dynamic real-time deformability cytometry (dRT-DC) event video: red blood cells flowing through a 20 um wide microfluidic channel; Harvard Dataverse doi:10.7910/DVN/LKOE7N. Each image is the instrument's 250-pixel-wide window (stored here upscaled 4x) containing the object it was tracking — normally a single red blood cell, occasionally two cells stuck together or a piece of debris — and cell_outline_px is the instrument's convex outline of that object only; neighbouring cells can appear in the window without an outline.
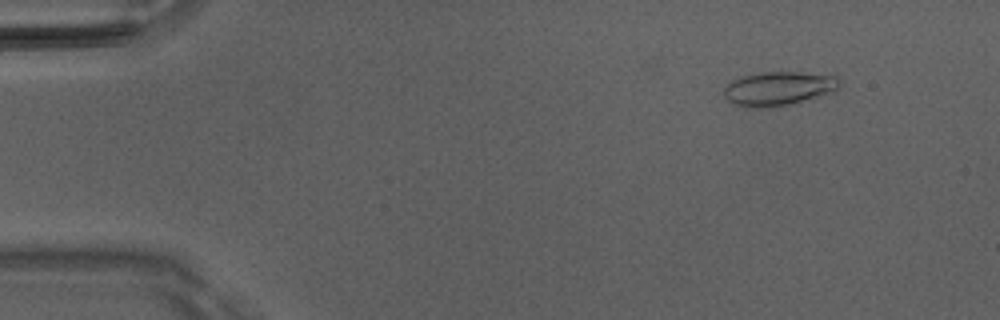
{"species": "Egyptian fruit bat (a non-hibernating species)", "species_latin": "Rousettus aegyptiacus", "temperature_condition": "room temperature", "stored_images_in_passage": 47, "camera_frame_rate_fps": 3000, "um_per_image_px": 0.085, "animal": {"sex": "male"}, "frame": {"image": 1, "passage_image": 3, "time_ms": 0.667, "image_size_px": [1000, 320], "cell_outline_px": [[840, 88], [836, 92], [788, 104], [764, 108], [752, 108], [732, 104], [724, 96], [724, 88], [732, 80], [744, 76], [760, 72], [800, 72], [836, 76], [840, 80]], "centroid_in_image_um": [66.19, 7.53], "position_along_channel_um": 18.8, "area_um2": 22.95}}
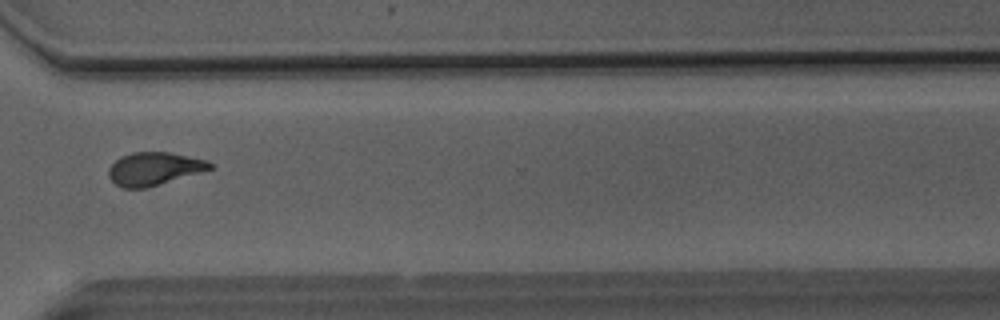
{"frame": {"image": 2, "passage_image": 35, "time_ms": 11.333, "image_size_px": [1000, 320], "cell_outline_px": [[212, 168], [200, 172], [144, 188], [124, 188], [116, 184], [108, 176], [108, 168], [120, 156], [132, 152], [168, 152], [208, 160], [212, 164]], "centroid_in_image_um": [13.06, 14.33], "position_along_channel_um": 357.5, "area_um2": 19.19}}
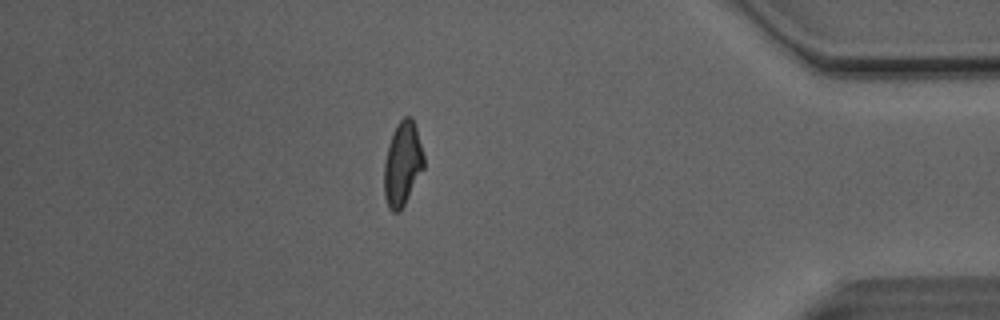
{"frame": {"image": 3, "passage_image": 41, "time_ms": 13.333, "image_size_px": [1000, 320], "cell_outline_px": [[424, 168], [400, 212], [392, 212], [388, 208], [384, 196], [384, 160], [388, 144], [392, 132], [396, 124], [404, 116], [412, 116], [416, 128], [424, 156]], "centroid_in_image_um": [34.19, 13.92], "position_along_channel_um": 401.0, "area_um2": 19.65}, "authors_computed_cell_mechanics": {"area_um2": 19.8254, "velocity_mm_per_s": 4.1157, "shape_relaxation_time_tau1_ms": 5.0888, "shape_relaxation_time_tau2_ms": 1.7366, "deformation_change_tau1": 0.1669, "deformation_change_tau2": 0.0862}}